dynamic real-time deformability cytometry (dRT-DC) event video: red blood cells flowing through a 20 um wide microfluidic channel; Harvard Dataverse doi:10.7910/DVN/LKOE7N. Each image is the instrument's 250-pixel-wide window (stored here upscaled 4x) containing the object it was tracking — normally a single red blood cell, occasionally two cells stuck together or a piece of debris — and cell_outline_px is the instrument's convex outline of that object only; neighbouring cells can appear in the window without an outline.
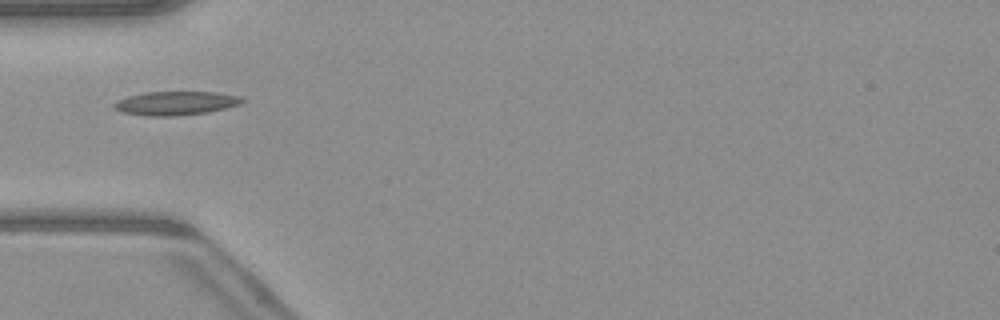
{"species": "common noctule bat (a hibernating species)", "species_latin": "Nyctalus noctula", "temperature_condition": "warm", "stored_images_in_passage": 37, "camera_frame_rate_fps": 3000, "um_per_image_px": 0.085, "animal": {"sex": "male", "body_mass_g": 23.1, "forearm_length_mm": 52.7}, "frame": {"image": 1, "passage_image": 3, "time_ms": 0.667, "image_size_px": [1000, 320], "cell_outline_px": [[244, 100], [240, 104], [208, 112], [172, 116], [148, 116], [124, 112], [112, 108], [112, 104], [116, 100], [128, 96], [144, 92], [216, 92], [244, 96]], "centroid_in_image_um": [14.93, 8.76], "position_along_channel_um": 70.1, "area_um2": 17.8}}
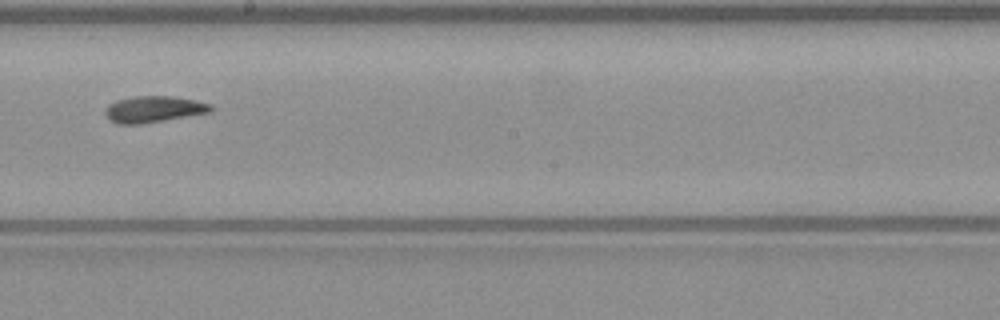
{"frame": {"image": 2, "passage_image": 15, "time_ms": 4.667, "image_size_px": [1000, 320], "cell_outline_px": [[212, 112], [140, 124], [116, 124], [108, 120], [104, 112], [104, 108], [108, 104], [116, 100], [132, 96], [172, 96], [212, 104]], "centroid_in_image_um": [13.0, 9.28], "position_along_channel_um": 235.2, "area_um2": 16.36}}
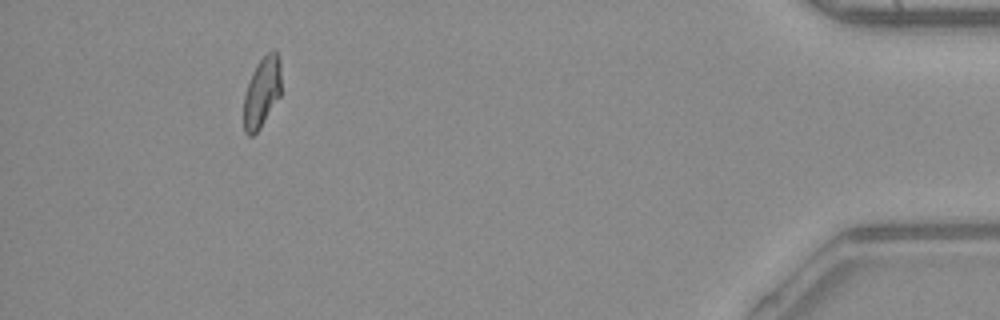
{"frame": {"image": 3, "passage_image": 33, "time_ms": 10.667, "image_size_px": [1000, 320], "cell_outline_px": [[280, 96], [260, 128], [252, 136], [248, 136], [244, 132], [244, 96], [252, 72], [256, 64], [268, 52], [276, 48], [280, 60]], "centroid_in_image_um": [22.26, 7.82], "position_along_channel_um": 412.9, "area_um2": 15.32}}